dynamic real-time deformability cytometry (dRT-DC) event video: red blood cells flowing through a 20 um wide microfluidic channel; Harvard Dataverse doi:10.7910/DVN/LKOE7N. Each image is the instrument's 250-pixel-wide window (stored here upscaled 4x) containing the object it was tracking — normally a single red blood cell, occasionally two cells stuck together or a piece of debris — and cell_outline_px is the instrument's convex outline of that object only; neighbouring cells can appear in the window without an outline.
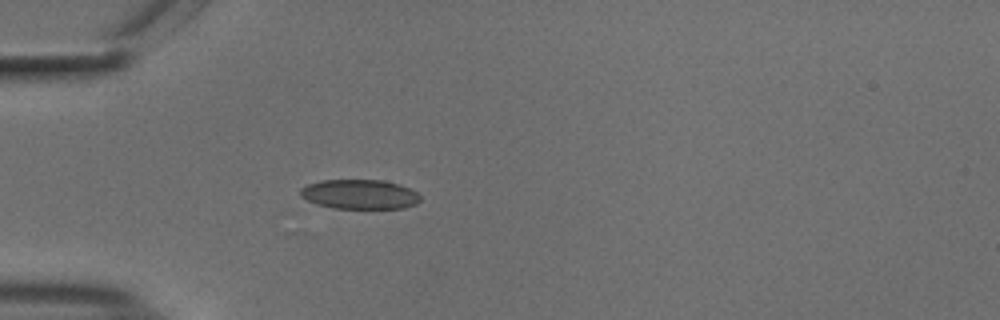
{"species": "common noctule bat (a hibernating species)", "species_latin": "Nyctalus noctula", "temperature_condition": "cold", "stored_images_in_passage": 9, "camera_frame_rate_fps": 3000, "um_per_image_px": 0.085, "animal": {"sex": "male", "body_mass_g": 18.8}, "frame": {"image": 1, "passage_image": 1, "time_ms": 0.0, "image_size_px": [1000, 320], "cell_outline_px": [[420, 200], [416, 204], [404, 208], [332, 208], [316, 204], [300, 196], [300, 188], [308, 184], [324, 180], [384, 180], [400, 184], [416, 192], [420, 196]], "centroid_in_image_um": [30.57, 16.51], "position_along_channel_um": 54.4, "area_um2": 20.63}}
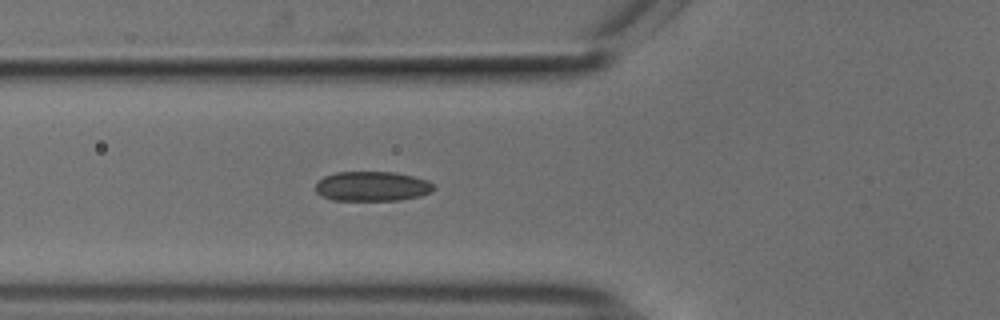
{"frame": {"image": 2, "passage_image": 5, "time_ms": 1.333, "image_size_px": [1000, 320], "cell_outline_px": [[436, 188], [432, 192], [420, 196], [400, 200], [332, 200], [320, 196], [316, 192], [316, 184], [324, 176], [336, 172], [396, 172], [428, 180], [436, 184]], "centroid_in_image_um": [31.67, 15.84], "position_along_channel_um": 94.1, "area_um2": 20.69}}